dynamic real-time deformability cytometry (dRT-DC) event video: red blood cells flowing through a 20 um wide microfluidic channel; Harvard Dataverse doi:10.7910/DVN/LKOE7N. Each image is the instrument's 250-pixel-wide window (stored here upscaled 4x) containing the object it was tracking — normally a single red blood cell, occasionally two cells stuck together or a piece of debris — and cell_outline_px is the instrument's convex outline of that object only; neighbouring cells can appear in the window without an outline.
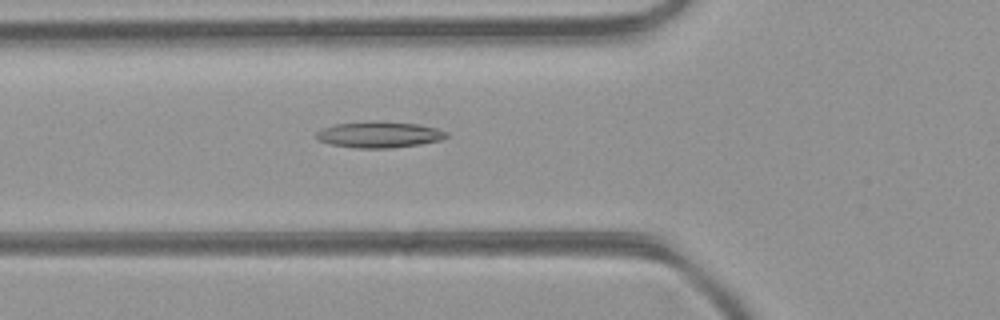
{"species": "common noctule bat (a hibernating species)", "species_latin": "Nyctalus noctula", "temperature_condition": "room temperature", "stored_images_in_passage": 32, "camera_frame_rate_fps": 3000, "um_per_image_px": 0.085, "animal": {"sex": "female", "body_mass_g": 21.9}, "frame": {"image": 1, "passage_image": 3, "time_ms": 0.667, "image_size_px": [1000, 320], "cell_outline_px": [[448, 136], [440, 140], [420, 144], [392, 148], [356, 148], [332, 144], [320, 140], [316, 136], [316, 132], [320, 128], [336, 124], [376, 120], [380, 120], [420, 124], [436, 128], [448, 132]], "centroid_in_image_um": [32.25, 11.42], "position_along_channel_um": 93.5, "area_um2": 20.0}}
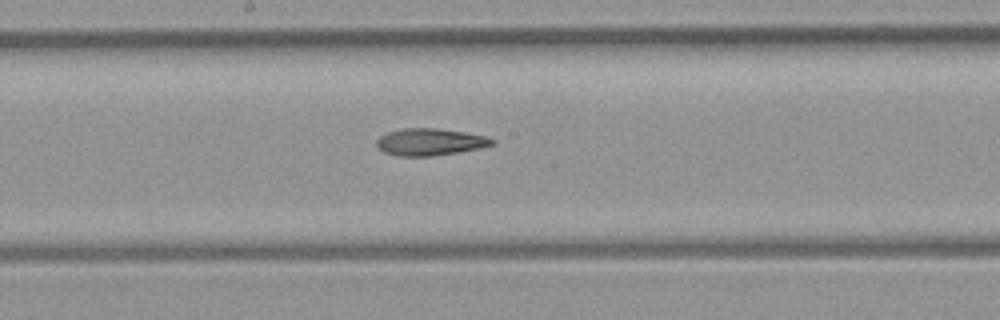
{"frame": {"image": 2, "passage_image": 11, "time_ms": 3.333, "image_size_px": [1000, 320], "cell_outline_px": [[496, 144], [480, 148], [432, 156], [396, 156], [384, 152], [376, 144], [376, 140], [380, 136], [388, 132], [400, 128], [436, 128], [464, 132], [484, 136], [496, 140]], "centroid_in_image_um": [36.54, 12.06], "position_along_channel_um": 211.7, "area_um2": 18.15}}
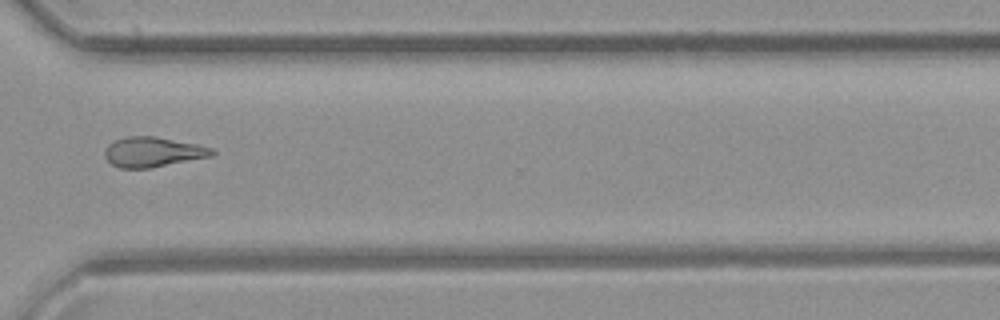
{"frame": {"image": 3, "passage_image": 21, "time_ms": 6.667, "image_size_px": [1000, 320], "cell_outline_px": [[216, 152], [212, 156], [148, 168], [120, 168], [112, 164], [104, 156], [104, 148], [112, 140], [128, 136], [156, 136], [196, 144], [212, 148]], "centroid_in_image_um": [12.95, 12.9], "position_along_channel_um": 357.6, "area_um2": 18.73}, "authors_computed_cell_mechanics": {"area_um2": 18.496, "velocity_mm_per_s": 4.3909, "shape_relaxation_time_tau1_ms": null, "shape_relaxation_time_tau2_ms": 8.5253, "deformation_change_tau1": null, "deformation_change_tau2": 0.208}}